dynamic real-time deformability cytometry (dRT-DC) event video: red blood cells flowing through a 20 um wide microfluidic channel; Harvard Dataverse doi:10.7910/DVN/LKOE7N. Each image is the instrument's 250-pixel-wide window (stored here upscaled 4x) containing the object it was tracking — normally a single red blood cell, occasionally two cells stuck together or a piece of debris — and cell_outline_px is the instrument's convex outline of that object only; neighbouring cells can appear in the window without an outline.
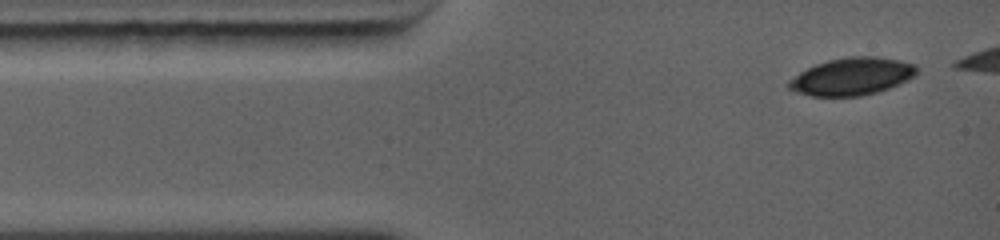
{"species": "common noctule bat (a hibernating species)", "species_latin": "Nyctalus noctula", "temperature_condition": "warm", "stored_images_in_passage": 7, "camera_frame_rate_fps": 5000, "um_per_image_px": 0.085, "animal": {"sex": "female", "body_mass_g": 19.0, "forearm_length_mm": 56.7}, "frame": {"image": 1, "passage_image": 1, "time_ms": 0.0, "image_size_px": [1000, 240], "cell_outline_px": [[916, 72], [908, 80], [888, 88], [876, 92], [860, 96], [812, 96], [796, 92], [788, 88], [788, 80], [800, 72], [816, 64], [828, 60], [852, 56], [876, 56], [900, 60], [916, 64]], "centroid_in_image_um": [72.4, 6.49], "position_along_channel_um": 12.6, "area_um2": 27.74}}